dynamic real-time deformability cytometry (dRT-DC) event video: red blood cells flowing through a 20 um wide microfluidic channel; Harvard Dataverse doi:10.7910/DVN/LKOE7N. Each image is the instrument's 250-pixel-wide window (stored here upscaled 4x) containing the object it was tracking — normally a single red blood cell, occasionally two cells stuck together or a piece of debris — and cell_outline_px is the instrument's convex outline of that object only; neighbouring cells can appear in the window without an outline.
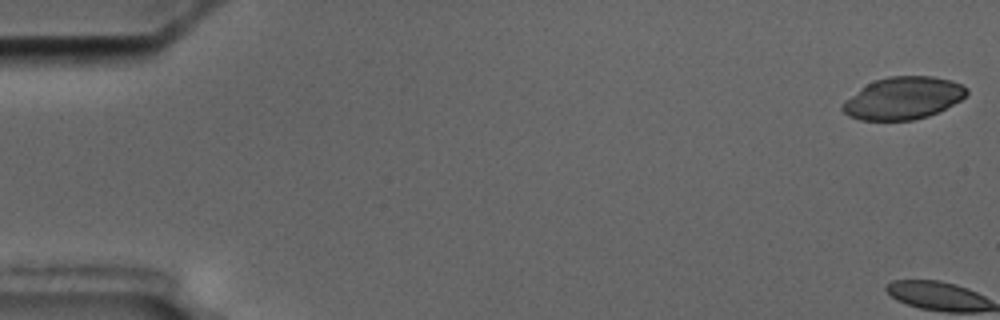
{"species": "common noctule bat (a hibernating species)", "species_latin": "Nyctalus noctula", "temperature_condition": "cold", "stored_images_in_passage": 3, "camera_frame_rate_fps": 3000, "um_per_image_px": 0.085, "animal": {"sex": "male", "body_mass_g": 17.5, "forearm_length_mm": 52.3}, "frame": {"image": 1, "passage_image": 1, "time_ms": 0.0, "image_size_px": [1000, 320], "cell_outline_px": [[968, 92], [960, 100], [928, 116], [912, 120], [860, 120], [848, 116], [840, 108], [840, 104], [844, 100], [860, 88], [876, 80], [888, 76], [932, 76], [952, 80], [968, 88]], "centroid_in_image_um": [76.73, 8.34], "position_along_channel_um": 8.3, "area_um2": 30.52}}